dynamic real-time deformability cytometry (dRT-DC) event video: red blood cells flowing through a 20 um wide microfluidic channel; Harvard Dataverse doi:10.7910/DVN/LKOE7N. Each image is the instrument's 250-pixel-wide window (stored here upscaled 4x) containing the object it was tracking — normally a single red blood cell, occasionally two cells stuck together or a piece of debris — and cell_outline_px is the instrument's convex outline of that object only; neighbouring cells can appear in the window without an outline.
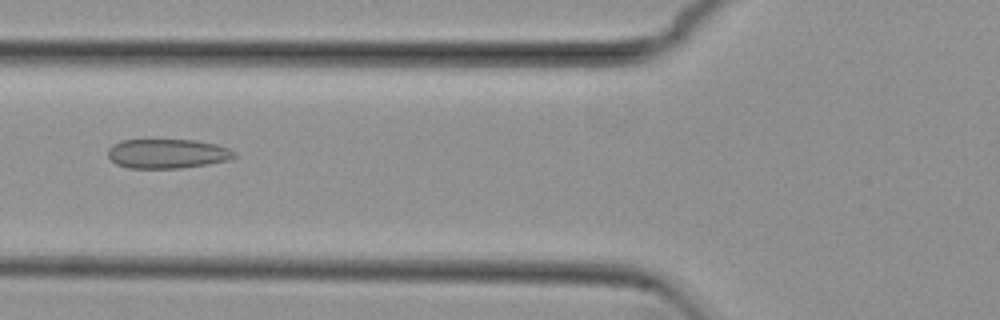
{"species": "common noctule bat (a hibernating species)", "species_latin": "Nyctalus noctula", "temperature_condition": "cold", "stored_images_in_passage": 37, "camera_frame_rate_fps": 3000, "um_per_image_px": 0.085, "animal": {"sex": "female", "body_mass_g": 29.2, "forearm_length_mm": 56.3}, "frame": {"image": 1, "passage_image": 4, "time_ms": 1.0, "image_size_px": [1000, 320], "cell_outline_px": [[236, 156], [228, 160], [208, 164], [180, 168], [128, 168], [116, 164], [108, 156], [108, 148], [112, 144], [120, 140], [196, 140], [216, 144], [228, 148], [236, 152]], "centroid_in_image_um": [14.21, 13.06], "position_along_channel_um": 111.6, "area_um2": 21.73}}
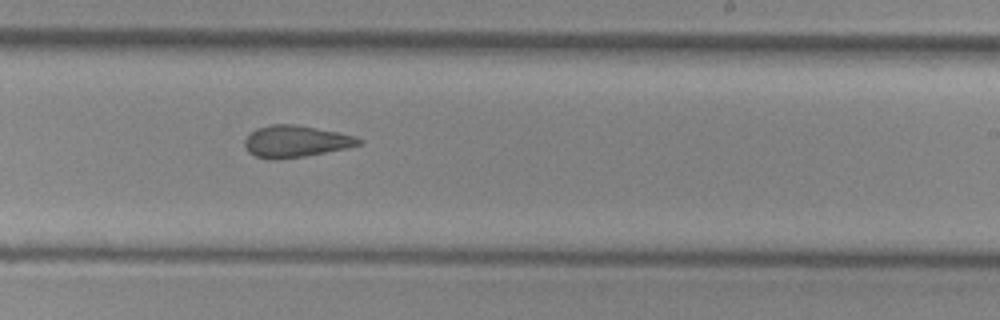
{"frame": {"image": 2, "passage_image": 16, "time_ms": 5.0, "image_size_px": [1000, 320], "cell_outline_px": [[364, 140], [360, 144], [344, 148], [304, 156], [276, 160], [268, 160], [256, 156], [248, 152], [244, 144], [244, 140], [256, 128], [272, 124], [296, 124], [356, 136]], "centroid_in_image_um": [25.1, 12.02], "position_along_channel_um": 263.9, "area_um2": 20.98}}
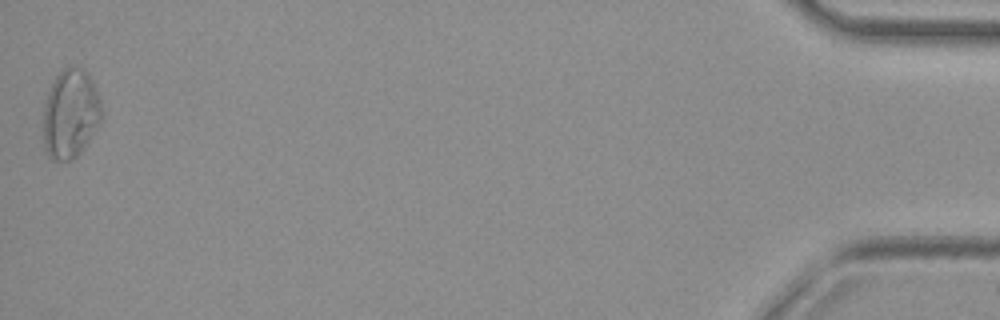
{"frame": {"image": 3, "passage_image": 37, "time_ms": 12.0, "image_size_px": [1000, 320], "cell_outline_px": [[104, 120], [80, 152], [76, 156], [68, 160], [52, 160], [44, 152], [44, 100], [48, 88], [52, 80], [60, 68], [68, 64], [84, 68], [88, 72], [92, 80], [100, 100], [104, 112]], "centroid_in_image_um": [6.0, 9.61], "position_along_channel_um": 429.2, "area_um2": 31.33}}